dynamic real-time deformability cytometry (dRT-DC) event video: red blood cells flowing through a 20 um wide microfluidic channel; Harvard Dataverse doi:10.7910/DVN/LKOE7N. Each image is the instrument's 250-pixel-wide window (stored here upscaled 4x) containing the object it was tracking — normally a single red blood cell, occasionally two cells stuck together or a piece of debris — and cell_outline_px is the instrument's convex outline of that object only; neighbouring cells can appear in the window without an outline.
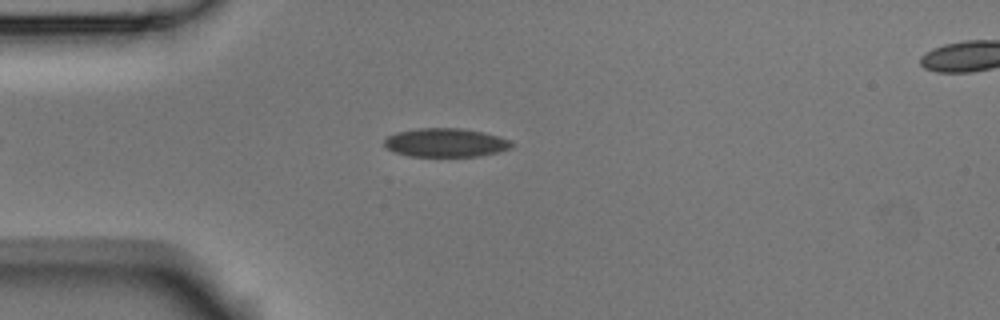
{"species": "Egyptian fruit bat (a non-hibernating species)", "species_latin": "Rousettus aegyptiacus", "temperature_condition": "room temperature", "stored_images_in_passage": 3, "segment_of_instrument_passage": [1, 2], "camera_frame_rate_fps": 3000, "um_per_image_px": 0.085, "animal": {"sex": "male"}, "frame": {"image": 1, "passage_image": 2, "time_ms": 0.333, "image_size_px": [1000, 320], "cell_outline_px": [[516, 144], [512, 148], [500, 152], [480, 156], [408, 156], [396, 152], [388, 148], [384, 144], [384, 140], [388, 136], [396, 132], [420, 128], [460, 128], [500, 136], [512, 140]], "centroid_in_image_um": [37.95, 12.13], "position_along_channel_um": 47.1, "area_um2": 21.39}}